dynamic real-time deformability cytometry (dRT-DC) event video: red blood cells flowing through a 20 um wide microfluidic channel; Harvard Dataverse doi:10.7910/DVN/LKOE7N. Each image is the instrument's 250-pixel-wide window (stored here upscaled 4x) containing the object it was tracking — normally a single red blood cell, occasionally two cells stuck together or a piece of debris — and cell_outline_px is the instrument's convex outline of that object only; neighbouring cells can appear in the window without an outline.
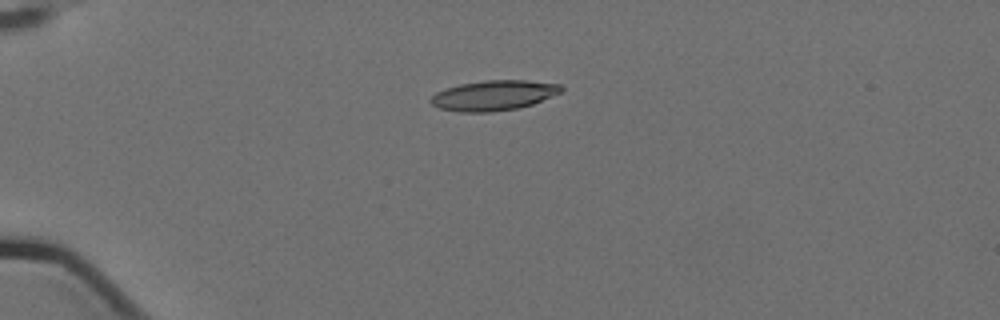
{"species": "Egyptian fruit bat (a non-hibernating species)", "species_latin": "Rousettus aegyptiacus", "temperature_condition": "cold", "stored_images_in_passage": 3, "camera_frame_rate_fps": 3000, "um_per_image_px": 0.085, "animal": {"sex": "female"}, "frame": {"image": 1, "passage_image": 3, "time_ms": 0.667, "image_size_px": [1000, 320], "cell_outline_px": [[564, 92], [532, 104], [516, 108], [492, 112], [460, 112], [436, 108], [428, 100], [436, 92], [460, 84], [484, 80], [524, 80], [560, 84], [564, 88]], "centroid_in_image_um": [41.97, 8.11], "position_along_channel_um": 43.0, "area_um2": 23.0}}